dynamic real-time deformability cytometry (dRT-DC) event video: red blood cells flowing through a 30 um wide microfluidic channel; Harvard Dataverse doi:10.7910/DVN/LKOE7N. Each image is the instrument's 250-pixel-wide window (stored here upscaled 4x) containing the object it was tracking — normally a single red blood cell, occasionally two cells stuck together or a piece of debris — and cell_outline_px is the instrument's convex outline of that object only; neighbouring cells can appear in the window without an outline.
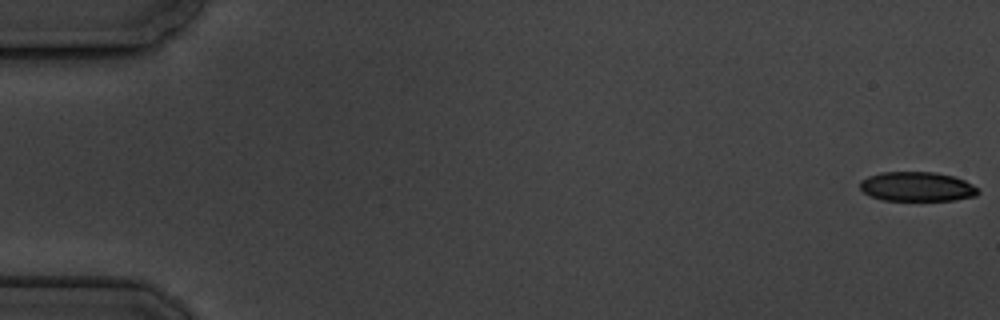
{"species": "common noctule bat (a hibernating species)", "species_latin": "Nyctalus noctula", "temperature_condition": "cold", "stored_images_in_passage": 7, "segment_of_instrument_passage": [1, 2], "camera_frame_rate_fps": 3000, "um_per_image_px": 0.085, "animal": {"sex": "male", "body_mass_g": 19.5, "forearm_length_mm": 54.6}, "frame": {"image": 1, "passage_image": 1, "time_ms": 0.0, "image_size_px": [1000, 320], "cell_outline_px": [[980, 192], [976, 196], [952, 200], [884, 200], [872, 196], [864, 192], [860, 188], [860, 180], [868, 176], [880, 172], [936, 172], [952, 176], [964, 180], [980, 188]], "centroid_in_image_um": [77.97, 15.85], "position_along_channel_um": 7.0, "area_um2": 20.29}}
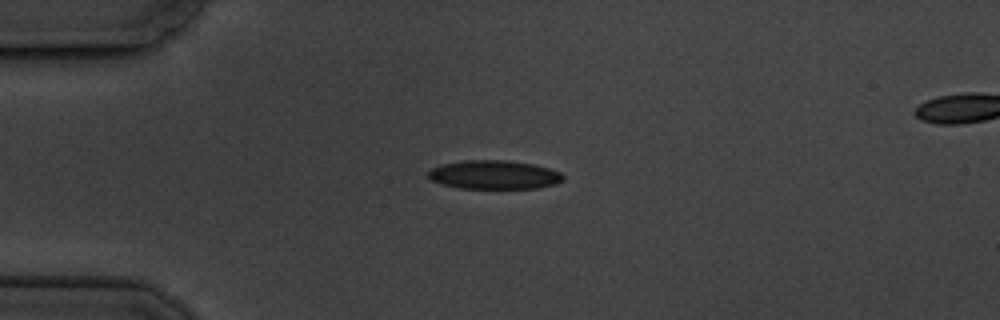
{"frame": {"image": 2, "passage_image": 5, "time_ms": 4.667, "image_size_px": [1000, 320], "cell_outline_px": [[564, 180], [556, 184], [536, 188], [460, 188], [440, 184], [432, 180], [428, 176], [428, 172], [432, 168], [440, 164], [464, 160], [504, 160], [532, 164], [548, 168], [560, 172], [564, 176]], "centroid_in_image_um": [41.99, 14.85], "position_along_channel_um": 43.0, "area_um2": 22.6}}